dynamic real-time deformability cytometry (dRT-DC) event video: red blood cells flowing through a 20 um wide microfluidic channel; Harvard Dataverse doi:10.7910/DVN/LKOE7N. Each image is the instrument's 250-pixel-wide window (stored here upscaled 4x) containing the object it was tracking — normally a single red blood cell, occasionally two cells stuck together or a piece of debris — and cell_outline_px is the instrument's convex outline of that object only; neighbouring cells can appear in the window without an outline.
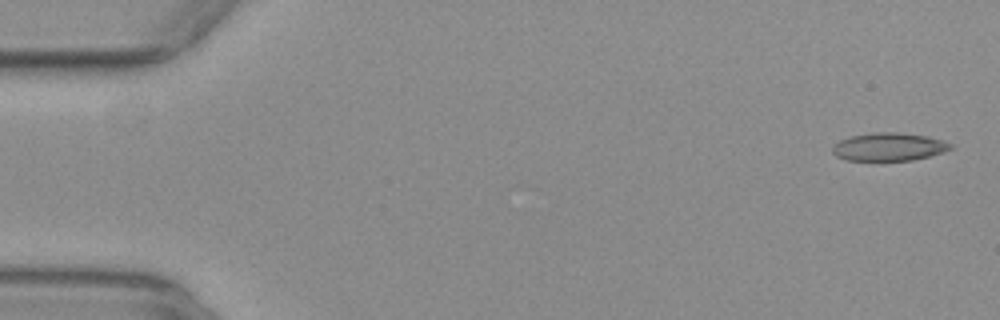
{"species": "common noctule bat (a hibernating species)", "species_latin": "Nyctalus noctula", "temperature_condition": "warm", "stored_images_in_passage": 52, "camera_frame_rate_fps": 3000, "um_per_image_px": 0.085, "animal": {"sex": "female", "body_mass_g": 29.2, "forearm_length_mm": 56.3}, "frame": {"image": 1, "passage_image": 1, "time_ms": 0.0, "image_size_px": [1000, 320], "cell_outline_px": [[952, 148], [944, 152], [912, 160], [848, 160], [836, 156], [832, 152], [832, 148], [840, 140], [852, 136], [876, 132], [896, 132], [924, 136], [944, 140], [952, 144]], "centroid_in_image_um": [75.57, 12.48], "position_along_channel_um": 9.4, "area_um2": 19.02}}
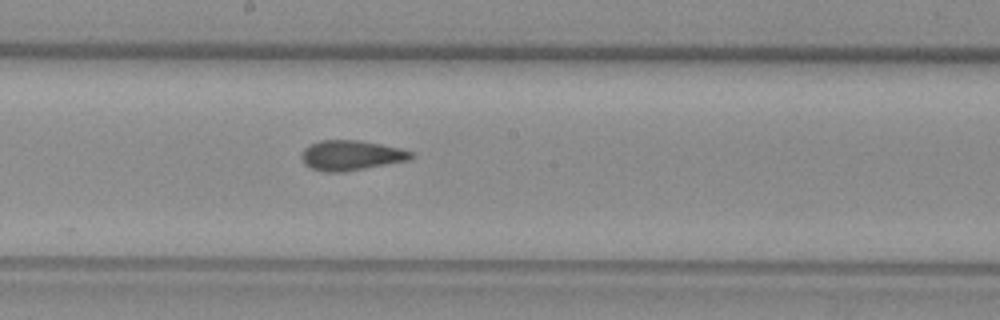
{"frame": {"image": 2, "passage_image": 28, "time_ms": 9.0, "image_size_px": [1000, 320], "cell_outline_px": [[416, 156], [408, 160], [344, 172], [324, 172], [312, 168], [304, 164], [300, 156], [304, 148], [308, 144], [320, 140], [360, 140], [400, 148], [412, 152]], "centroid_in_image_um": [29.81, 13.2], "position_along_channel_um": 218.4, "area_um2": 19.25}}
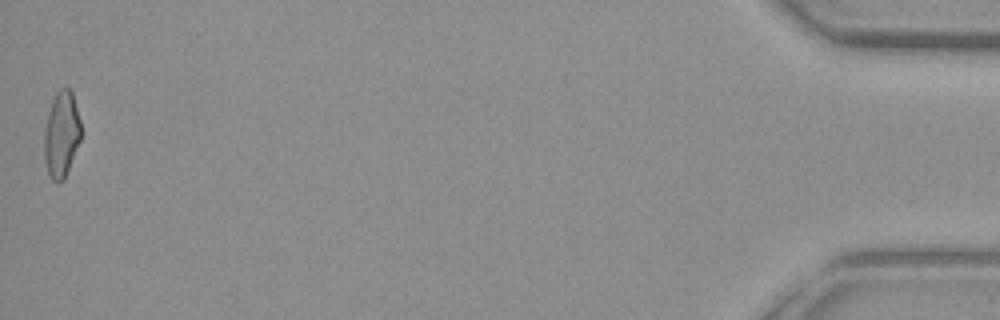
{"frame": {"image": 3, "passage_image": 52, "time_ms": 17.0, "image_size_px": [1000, 320], "cell_outline_px": [[80, 140], [64, 180], [56, 184], [52, 180], [48, 172], [44, 160], [44, 128], [48, 112], [52, 100], [56, 92], [60, 88], [68, 88], [72, 92], [80, 120]], "centroid_in_image_um": [5.2, 11.44], "position_along_channel_um": 430.0, "area_um2": 18.44}, "authors_computed_cell_mechanics": {"area_um2": 19.1896, "velocity_mm_per_s": 3.9126, "shape_relaxation_time_tau1_ms": null, "shape_relaxation_time_tau2_ms": 1.8174, "deformation_change_tau1": null, "deformation_change_tau2": 0.0939}}